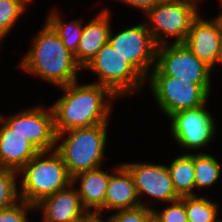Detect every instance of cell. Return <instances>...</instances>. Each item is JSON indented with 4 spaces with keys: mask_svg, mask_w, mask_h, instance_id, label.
<instances>
[{
    "mask_svg": "<svg viewBox=\"0 0 222 222\" xmlns=\"http://www.w3.org/2000/svg\"><path fill=\"white\" fill-rule=\"evenodd\" d=\"M59 88L64 94L51 106L56 134L109 122L111 103L118 98L107 87L77 80Z\"/></svg>",
    "mask_w": 222,
    "mask_h": 222,
    "instance_id": "6da1fadb",
    "label": "cell"
},
{
    "mask_svg": "<svg viewBox=\"0 0 222 222\" xmlns=\"http://www.w3.org/2000/svg\"><path fill=\"white\" fill-rule=\"evenodd\" d=\"M43 28L34 35L31 48L20 60L25 73L37 76L58 88L77 81L78 71L83 70L75 56L45 21Z\"/></svg>",
    "mask_w": 222,
    "mask_h": 222,
    "instance_id": "7a4b0ae2",
    "label": "cell"
},
{
    "mask_svg": "<svg viewBox=\"0 0 222 222\" xmlns=\"http://www.w3.org/2000/svg\"><path fill=\"white\" fill-rule=\"evenodd\" d=\"M107 130L108 123H102L57 134L55 151L61 156L71 177L103 166Z\"/></svg>",
    "mask_w": 222,
    "mask_h": 222,
    "instance_id": "3957f363",
    "label": "cell"
},
{
    "mask_svg": "<svg viewBox=\"0 0 222 222\" xmlns=\"http://www.w3.org/2000/svg\"><path fill=\"white\" fill-rule=\"evenodd\" d=\"M19 175L22 178L20 199L34 206L72 184V177L55 150L38 152Z\"/></svg>",
    "mask_w": 222,
    "mask_h": 222,
    "instance_id": "277c9868",
    "label": "cell"
},
{
    "mask_svg": "<svg viewBox=\"0 0 222 222\" xmlns=\"http://www.w3.org/2000/svg\"><path fill=\"white\" fill-rule=\"evenodd\" d=\"M197 0H164L144 15L146 27L157 45L183 43L190 31L193 20L200 14Z\"/></svg>",
    "mask_w": 222,
    "mask_h": 222,
    "instance_id": "5b68a950",
    "label": "cell"
},
{
    "mask_svg": "<svg viewBox=\"0 0 222 222\" xmlns=\"http://www.w3.org/2000/svg\"><path fill=\"white\" fill-rule=\"evenodd\" d=\"M146 85L150 87L158 109L167 118L179 111L207 104L213 87L212 83H192L172 76H147Z\"/></svg>",
    "mask_w": 222,
    "mask_h": 222,
    "instance_id": "8992f818",
    "label": "cell"
},
{
    "mask_svg": "<svg viewBox=\"0 0 222 222\" xmlns=\"http://www.w3.org/2000/svg\"><path fill=\"white\" fill-rule=\"evenodd\" d=\"M84 69L95 73L98 77L95 83L107 87L119 99L141 92L146 85V81L129 65V59H125L109 41Z\"/></svg>",
    "mask_w": 222,
    "mask_h": 222,
    "instance_id": "52a82bcc",
    "label": "cell"
},
{
    "mask_svg": "<svg viewBox=\"0 0 222 222\" xmlns=\"http://www.w3.org/2000/svg\"><path fill=\"white\" fill-rule=\"evenodd\" d=\"M148 76H172L192 83H211L212 68L199 60L184 43L158 45L155 67Z\"/></svg>",
    "mask_w": 222,
    "mask_h": 222,
    "instance_id": "ba28073f",
    "label": "cell"
},
{
    "mask_svg": "<svg viewBox=\"0 0 222 222\" xmlns=\"http://www.w3.org/2000/svg\"><path fill=\"white\" fill-rule=\"evenodd\" d=\"M205 106L182 110L168 117L172 138L183 149H204L213 141L218 126Z\"/></svg>",
    "mask_w": 222,
    "mask_h": 222,
    "instance_id": "9c48e42d",
    "label": "cell"
},
{
    "mask_svg": "<svg viewBox=\"0 0 222 222\" xmlns=\"http://www.w3.org/2000/svg\"><path fill=\"white\" fill-rule=\"evenodd\" d=\"M113 32L111 27L108 41L125 59H129V65L146 81L155 67L158 47L146 24L142 22L116 34Z\"/></svg>",
    "mask_w": 222,
    "mask_h": 222,
    "instance_id": "30bf717a",
    "label": "cell"
},
{
    "mask_svg": "<svg viewBox=\"0 0 222 222\" xmlns=\"http://www.w3.org/2000/svg\"><path fill=\"white\" fill-rule=\"evenodd\" d=\"M14 114L5 117L0 113V119L13 133L26 137L39 152L55 150L57 134L51 107L32 106Z\"/></svg>",
    "mask_w": 222,
    "mask_h": 222,
    "instance_id": "8fae6325",
    "label": "cell"
},
{
    "mask_svg": "<svg viewBox=\"0 0 222 222\" xmlns=\"http://www.w3.org/2000/svg\"><path fill=\"white\" fill-rule=\"evenodd\" d=\"M131 172L141 206L152 208L141 197L147 195L154 201L173 202L180 197L176 194L167 165L150 163H123ZM143 195V196H142Z\"/></svg>",
    "mask_w": 222,
    "mask_h": 222,
    "instance_id": "7c38bea8",
    "label": "cell"
},
{
    "mask_svg": "<svg viewBox=\"0 0 222 222\" xmlns=\"http://www.w3.org/2000/svg\"><path fill=\"white\" fill-rule=\"evenodd\" d=\"M75 187L72 183L35 205L36 211L41 210L43 222H75L89 214Z\"/></svg>",
    "mask_w": 222,
    "mask_h": 222,
    "instance_id": "4fadbf2b",
    "label": "cell"
},
{
    "mask_svg": "<svg viewBox=\"0 0 222 222\" xmlns=\"http://www.w3.org/2000/svg\"><path fill=\"white\" fill-rule=\"evenodd\" d=\"M222 33L216 21L205 20L198 15L192 22L186 40L183 42L191 52L214 70L219 54Z\"/></svg>",
    "mask_w": 222,
    "mask_h": 222,
    "instance_id": "5bb4252c",
    "label": "cell"
},
{
    "mask_svg": "<svg viewBox=\"0 0 222 222\" xmlns=\"http://www.w3.org/2000/svg\"><path fill=\"white\" fill-rule=\"evenodd\" d=\"M110 173V178L107 186L105 203L96 212L100 217L102 212H111L118 210L133 209L141 206L137 196L135 183L131 172L122 163L118 166H114V169Z\"/></svg>",
    "mask_w": 222,
    "mask_h": 222,
    "instance_id": "9a60e30c",
    "label": "cell"
},
{
    "mask_svg": "<svg viewBox=\"0 0 222 222\" xmlns=\"http://www.w3.org/2000/svg\"><path fill=\"white\" fill-rule=\"evenodd\" d=\"M110 14V9L105 7L84 25L79 46L74 54L77 63L82 69L89 64L97 52L108 42L112 23Z\"/></svg>",
    "mask_w": 222,
    "mask_h": 222,
    "instance_id": "2e32d148",
    "label": "cell"
},
{
    "mask_svg": "<svg viewBox=\"0 0 222 222\" xmlns=\"http://www.w3.org/2000/svg\"><path fill=\"white\" fill-rule=\"evenodd\" d=\"M39 151L0 119V162L4 169L20 171Z\"/></svg>",
    "mask_w": 222,
    "mask_h": 222,
    "instance_id": "e0dca14e",
    "label": "cell"
},
{
    "mask_svg": "<svg viewBox=\"0 0 222 222\" xmlns=\"http://www.w3.org/2000/svg\"><path fill=\"white\" fill-rule=\"evenodd\" d=\"M109 178L110 174L101 167L72 177V183L79 184V188L76 189L83 206L89 213H96L104 205Z\"/></svg>",
    "mask_w": 222,
    "mask_h": 222,
    "instance_id": "ac0fdd59",
    "label": "cell"
},
{
    "mask_svg": "<svg viewBox=\"0 0 222 222\" xmlns=\"http://www.w3.org/2000/svg\"><path fill=\"white\" fill-rule=\"evenodd\" d=\"M169 170L174 190L181 198L184 196H195V170H194V153L178 154L169 165Z\"/></svg>",
    "mask_w": 222,
    "mask_h": 222,
    "instance_id": "d6986e66",
    "label": "cell"
},
{
    "mask_svg": "<svg viewBox=\"0 0 222 222\" xmlns=\"http://www.w3.org/2000/svg\"><path fill=\"white\" fill-rule=\"evenodd\" d=\"M222 164L211 154L194 152L195 190L216 185L220 178Z\"/></svg>",
    "mask_w": 222,
    "mask_h": 222,
    "instance_id": "ffe728a7",
    "label": "cell"
},
{
    "mask_svg": "<svg viewBox=\"0 0 222 222\" xmlns=\"http://www.w3.org/2000/svg\"><path fill=\"white\" fill-rule=\"evenodd\" d=\"M56 9H53L48 17H46V22L54 29L58 34L59 38L62 40L66 48L72 52L76 53L79 46L80 38L83 34L84 25L81 17L79 19L71 20V22L64 23L59 16Z\"/></svg>",
    "mask_w": 222,
    "mask_h": 222,
    "instance_id": "44dd1931",
    "label": "cell"
},
{
    "mask_svg": "<svg viewBox=\"0 0 222 222\" xmlns=\"http://www.w3.org/2000/svg\"><path fill=\"white\" fill-rule=\"evenodd\" d=\"M184 206L188 222H222V219H217L220 210L218 203L207 197L199 194L184 196Z\"/></svg>",
    "mask_w": 222,
    "mask_h": 222,
    "instance_id": "7402d4cb",
    "label": "cell"
},
{
    "mask_svg": "<svg viewBox=\"0 0 222 222\" xmlns=\"http://www.w3.org/2000/svg\"><path fill=\"white\" fill-rule=\"evenodd\" d=\"M33 0H0V44L26 12Z\"/></svg>",
    "mask_w": 222,
    "mask_h": 222,
    "instance_id": "603a6c76",
    "label": "cell"
},
{
    "mask_svg": "<svg viewBox=\"0 0 222 222\" xmlns=\"http://www.w3.org/2000/svg\"><path fill=\"white\" fill-rule=\"evenodd\" d=\"M19 172L11 169L0 171V211L16 203L20 199L18 182Z\"/></svg>",
    "mask_w": 222,
    "mask_h": 222,
    "instance_id": "cb8c5ba5",
    "label": "cell"
},
{
    "mask_svg": "<svg viewBox=\"0 0 222 222\" xmlns=\"http://www.w3.org/2000/svg\"><path fill=\"white\" fill-rule=\"evenodd\" d=\"M153 208L139 206L133 209L114 211V214L102 222H148L150 216L153 214Z\"/></svg>",
    "mask_w": 222,
    "mask_h": 222,
    "instance_id": "d4e9b609",
    "label": "cell"
},
{
    "mask_svg": "<svg viewBox=\"0 0 222 222\" xmlns=\"http://www.w3.org/2000/svg\"><path fill=\"white\" fill-rule=\"evenodd\" d=\"M163 210L153 208V212L159 217L162 222H188V218L184 206V197L167 203Z\"/></svg>",
    "mask_w": 222,
    "mask_h": 222,
    "instance_id": "484cf974",
    "label": "cell"
},
{
    "mask_svg": "<svg viewBox=\"0 0 222 222\" xmlns=\"http://www.w3.org/2000/svg\"><path fill=\"white\" fill-rule=\"evenodd\" d=\"M36 211V207L26 201L18 203L0 211V222H29L28 212Z\"/></svg>",
    "mask_w": 222,
    "mask_h": 222,
    "instance_id": "4316f807",
    "label": "cell"
},
{
    "mask_svg": "<svg viewBox=\"0 0 222 222\" xmlns=\"http://www.w3.org/2000/svg\"><path fill=\"white\" fill-rule=\"evenodd\" d=\"M117 2L121 1L123 4H127L128 6H131L132 8H138L137 10H140L145 14L150 9L154 8L157 4L164 0H116Z\"/></svg>",
    "mask_w": 222,
    "mask_h": 222,
    "instance_id": "83f0119b",
    "label": "cell"
},
{
    "mask_svg": "<svg viewBox=\"0 0 222 222\" xmlns=\"http://www.w3.org/2000/svg\"><path fill=\"white\" fill-rule=\"evenodd\" d=\"M75 222H101V217L97 213L92 212Z\"/></svg>",
    "mask_w": 222,
    "mask_h": 222,
    "instance_id": "f1b7e54d",
    "label": "cell"
},
{
    "mask_svg": "<svg viewBox=\"0 0 222 222\" xmlns=\"http://www.w3.org/2000/svg\"><path fill=\"white\" fill-rule=\"evenodd\" d=\"M212 18L216 21V23H217V25H218V27H219V30H220L221 33H222V12L219 13V15L214 16V17H212Z\"/></svg>",
    "mask_w": 222,
    "mask_h": 222,
    "instance_id": "f546056e",
    "label": "cell"
},
{
    "mask_svg": "<svg viewBox=\"0 0 222 222\" xmlns=\"http://www.w3.org/2000/svg\"><path fill=\"white\" fill-rule=\"evenodd\" d=\"M218 65L222 66V39H221V42H220V48H219V54H218V57H217V63H216L215 66L218 67Z\"/></svg>",
    "mask_w": 222,
    "mask_h": 222,
    "instance_id": "4dcf8cb0",
    "label": "cell"
},
{
    "mask_svg": "<svg viewBox=\"0 0 222 222\" xmlns=\"http://www.w3.org/2000/svg\"><path fill=\"white\" fill-rule=\"evenodd\" d=\"M148 222H162V221L159 219V217L155 213H153L150 216Z\"/></svg>",
    "mask_w": 222,
    "mask_h": 222,
    "instance_id": "1f68e13d",
    "label": "cell"
},
{
    "mask_svg": "<svg viewBox=\"0 0 222 222\" xmlns=\"http://www.w3.org/2000/svg\"><path fill=\"white\" fill-rule=\"evenodd\" d=\"M2 170H4V168H3V166H2V164L0 162V171H2Z\"/></svg>",
    "mask_w": 222,
    "mask_h": 222,
    "instance_id": "d6a6232c",
    "label": "cell"
}]
</instances>
